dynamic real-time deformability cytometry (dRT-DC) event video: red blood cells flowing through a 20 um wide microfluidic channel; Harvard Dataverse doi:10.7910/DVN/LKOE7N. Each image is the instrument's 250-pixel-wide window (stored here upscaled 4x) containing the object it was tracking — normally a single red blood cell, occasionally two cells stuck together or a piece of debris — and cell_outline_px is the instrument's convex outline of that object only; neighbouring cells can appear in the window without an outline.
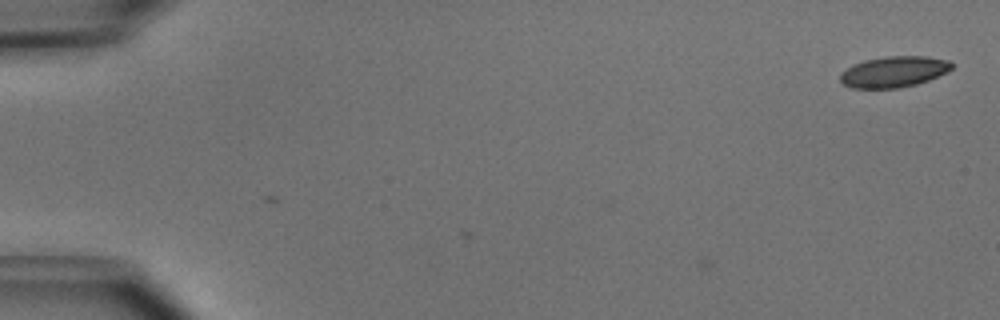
{"species": "common noctule bat (a hibernating species)", "species_latin": "Nyctalus noctula", "temperature_condition": "cold", "stored_images_in_passage": 6, "camera_frame_rate_fps": 3000, "um_per_image_px": 0.085, "animal": {"sex": "male", "body_mass_g": 15.6}, "frame": {"image": 1, "passage_image": 6, "time_ms": 1.667, "image_size_px": [1000, 320], "cell_outline_px": [[952, 68], [928, 80], [916, 84], [900, 88], [852, 88], [844, 84], [840, 80], [840, 76], [852, 64], [864, 60], [884, 56], [924, 56], [948, 60], [952, 64]], "centroid_in_image_um": [75.95, 6.09], "position_along_channel_um": 9.0, "area_um2": 19.88}}